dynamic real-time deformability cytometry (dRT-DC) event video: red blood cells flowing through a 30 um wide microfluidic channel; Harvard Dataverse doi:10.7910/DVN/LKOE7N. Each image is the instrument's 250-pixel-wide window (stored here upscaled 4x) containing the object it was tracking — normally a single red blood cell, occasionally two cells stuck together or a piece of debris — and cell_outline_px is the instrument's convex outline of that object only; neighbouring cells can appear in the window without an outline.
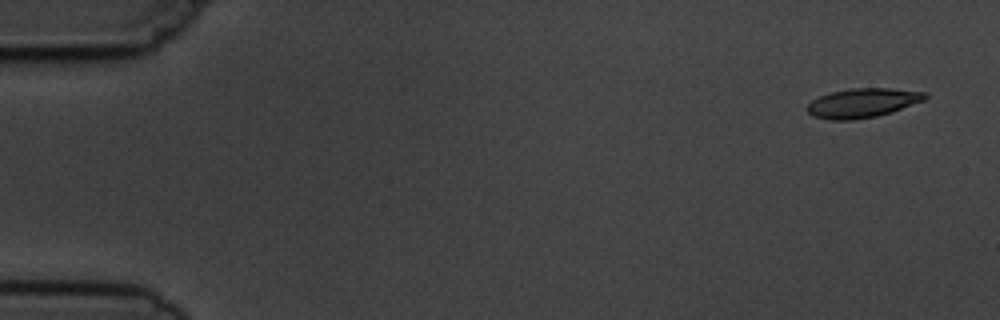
{"species": "common noctule bat (a hibernating species)", "species_latin": "Nyctalus noctula", "temperature_condition": "cold", "stored_images_in_passage": 5, "camera_frame_rate_fps": 3000, "um_per_image_px": 0.085, "animal": {"sex": "male", "body_mass_g": 19.5, "forearm_length_mm": 54.6}, "frame": {"image": 1, "passage_image": 1, "time_ms": 0.0, "image_size_px": [1000, 320], "cell_outline_px": [[928, 96], [924, 100], [892, 112], [876, 116], [852, 120], [832, 120], [812, 116], [804, 108], [812, 100], [820, 96], [832, 92], [852, 88], [888, 88], [924, 92]], "centroid_in_image_um": [73.28, 8.75], "position_along_channel_um": 11.7, "area_um2": 20.0}}
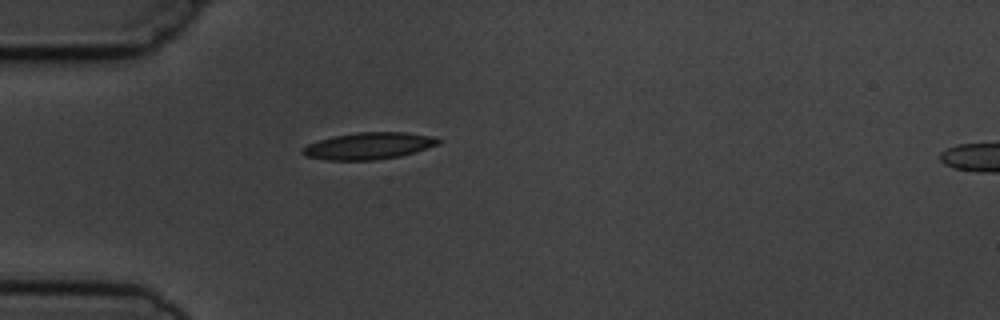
{"frame": {"image": 2, "passage_image": 5, "time_ms": 4.333, "image_size_px": [1000, 320], "cell_outline_px": [[440, 144], [400, 156], [376, 160], [324, 160], [304, 156], [300, 152], [300, 148], [308, 144], [332, 136], [356, 132], [408, 132], [432, 136], [440, 140]], "centroid_in_image_um": [31.29, 12.4], "position_along_channel_um": 53.7, "area_um2": 21.39}}